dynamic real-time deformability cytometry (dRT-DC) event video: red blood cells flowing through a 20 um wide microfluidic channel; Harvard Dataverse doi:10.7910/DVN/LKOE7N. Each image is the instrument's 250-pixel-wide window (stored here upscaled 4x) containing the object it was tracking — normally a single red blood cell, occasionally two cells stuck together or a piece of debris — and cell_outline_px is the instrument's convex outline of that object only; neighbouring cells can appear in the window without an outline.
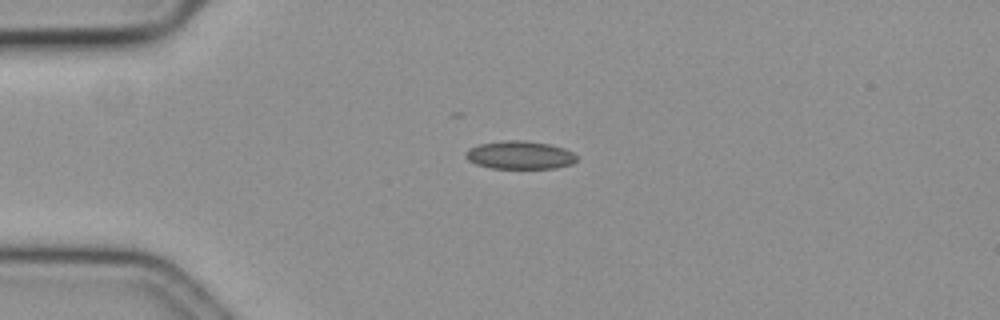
{"species": "common noctule bat (a hibernating species)", "species_latin": "Nyctalus noctula", "temperature_condition": "cold", "stored_images_in_passage": 35, "camera_frame_rate_fps": 3000, "um_per_image_px": 0.085, "animal": {"sex": "female", "body_mass_g": 19.3, "forearm_length_mm": 54.1}, "frame": {"image": 1, "passage_image": 1, "time_ms": 0.0, "image_size_px": [1000, 320], "cell_outline_px": [[576, 160], [572, 164], [556, 168], [492, 168], [476, 164], [468, 160], [464, 156], [468, 148], [480, 144], [500, 140], [524, 140], [548, 144], [564, 148], [572, 152], [576, 156]], "centroid_in_image_um": [44.16, 13.17], "position_along_channel_um": 40.8, "area_um2": 18.21}}
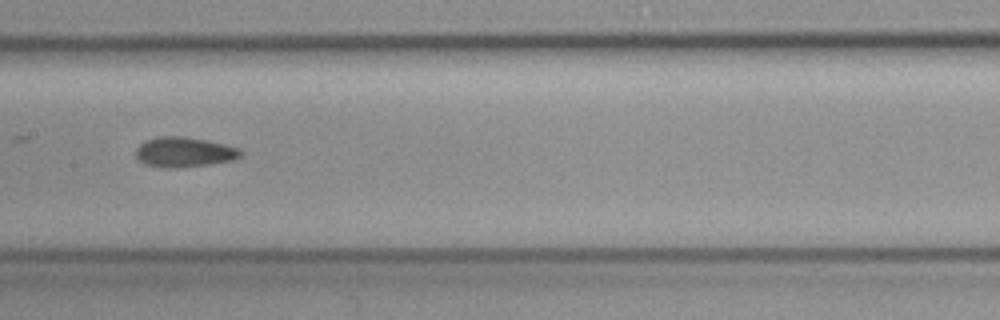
{"frame": {"image": 2, "passage_image": 16, "time_ms": 5.0, "image_size_px": [1000, 320], "cell_outline_px": [[244, 152], [240, 156], [232, 160], [208, 164], [176, 168], [164, 168], [144, 164], [136, 156], [136, 148], [144, 140], [160, 136], [184, 136], [204, 140], [236, 148]], "centroid_in_image_um": [15.59, 12.93], "position_along_channel_um": 191.8, "area_um2": 18.09}}
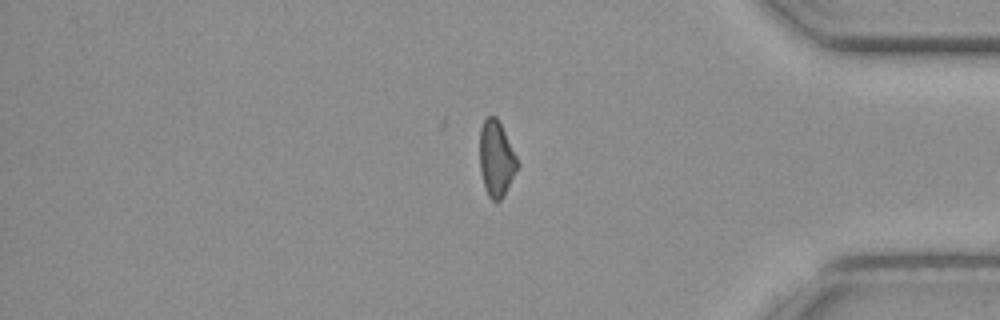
{"frame": {"image": 3, "passage_image": 35, "time_ms": 11.333, "image_size_px": [1000, 320], "cell_outline_px": [[520, 164], [504, 196], [500, 200], [492, 200], [488, 196], [484, 188], [480, 172], [480, 128], [484, 120], [488, 116], [496, 116]], "centroid_in_image_um": [42.18, 13.53], "position_along_channel_um": 393.0, "area_um2": 16.59}, "authors_computed_cell_mechanics": {"area_um2": 17.8602, "velocity_mm_per_s": 3.5965, "shape_relaxation_time_tau1_ms": null, "shape_relaxation_time_tau2_ms": 5.0395, "deformation_change_tau1": null, "deformation_change_tau2": 0.0969}}